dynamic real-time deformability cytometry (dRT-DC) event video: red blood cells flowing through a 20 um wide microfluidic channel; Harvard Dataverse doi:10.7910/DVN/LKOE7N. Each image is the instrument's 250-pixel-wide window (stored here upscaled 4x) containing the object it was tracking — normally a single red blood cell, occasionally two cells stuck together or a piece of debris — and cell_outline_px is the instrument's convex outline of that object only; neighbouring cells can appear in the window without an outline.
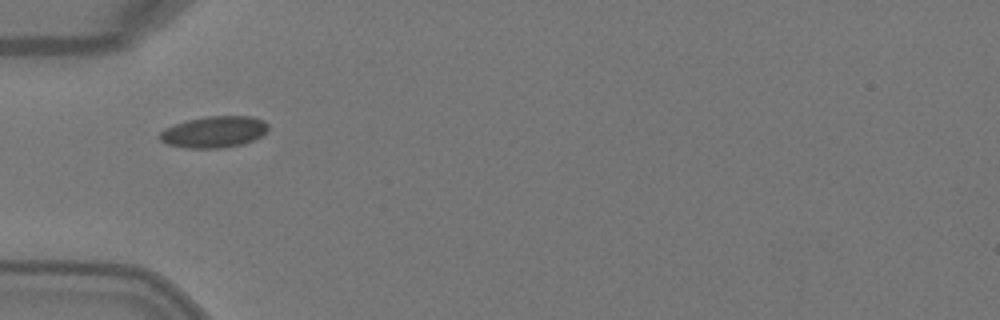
{"species": "Egyptian fruit bat (a non-hibernating species)", "species_latin": "Rousettus aegyptiacus", "temperature_condition": "warm", "stored_images_in_passage": 1, "camera_frame_rate_fps": 3000, "um_per_image_px": 0.085, "animal": {"sex": "female"}, "frame": {"image": 1, "passage_image": 1, "time_ms": 0.0, "image_size_px": [1000, 320], "cell_outline_px": [[268, 128], [260, 136], [252, 140], [240, 144], [224, 148], [184, 148], [168, 144], [160, 140], [160, 132], [164, 128], [188, 120], [208, 116], [252, 116], [264, 120], [268, 124]], "centroid_in_image_um": [18.19, 11.21], "position_along_channel_um": 66.8, "area_um2": 19.71}}